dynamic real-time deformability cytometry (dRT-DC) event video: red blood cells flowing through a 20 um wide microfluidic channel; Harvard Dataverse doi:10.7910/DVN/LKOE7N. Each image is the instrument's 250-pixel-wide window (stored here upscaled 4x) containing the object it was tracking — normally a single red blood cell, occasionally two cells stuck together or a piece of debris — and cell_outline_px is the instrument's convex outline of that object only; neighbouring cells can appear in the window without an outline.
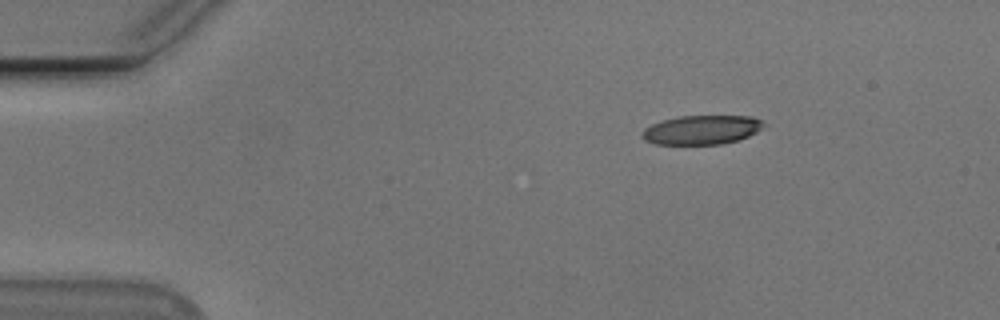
{"species": "Egyptian fruit bat (a non-hibernating species)", "species_latin": "Rousettus aegyptiacus", "temperature_condition": "cold", "stored_images_in_passage": 47, "camera_frame_rate_fps": 3000, "um_per_image_px": 0.085, "animal": {"sex": "male"}, "frame": {"image": 1, "passage_image": 1, "time_ms": 0.0, "image_size_px": [1000, 320], "cell_outline_px": [[764, 124], [756, 132], [748, 136], [736, 140], [720, 144], [656, 144], [644, 140], [640, 136], [644, 128], [652, 124], [664, 120], [680, 116], [752, 116], [760, 120]], "centroid_in_image_um": [59.6, 11.04], "position_along_channel_um": 25.4, "area_um2": 20.4}}
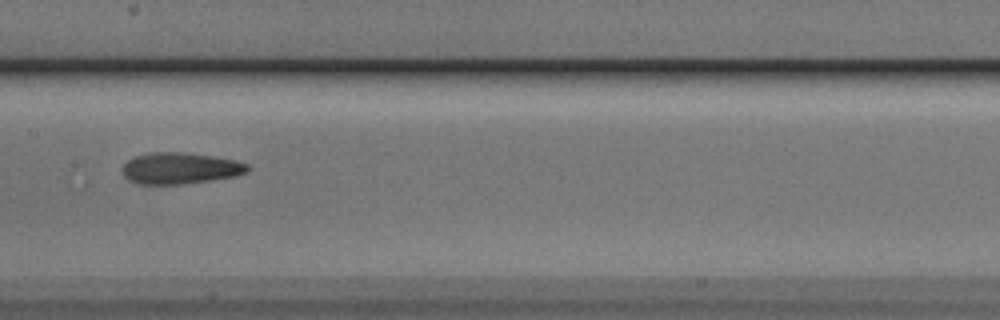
{"frame": {"image": 2, "passage_image": 20, "time_ms": 6.333, "image_size_px": [1000, 320], "cell_outline_px": [[248, 172], [236, 176], [180, 184], [136, 184], [128, 180], [124, 176], [124, 164], [128, 160], [136, 156], [152, 152], [180, 152], [212, 156], [236, 160], [248, 164]], "centroid_in_image_um": [15.31, 14.3], "position_along_channel_um": 192.1, "area_um2": 22.66}}
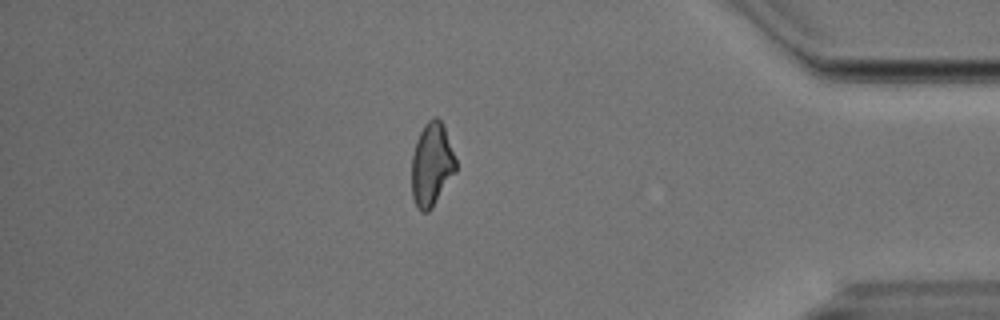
{"frame": {"image": 3, "passage_image": 39, "time_ms": 12.667, "image_size_px": [1000, 320], "cell_outline_px": [[456, 172], [432, 208], [428, 212], [420, 212], [416, 208], [412, 196], [412, 156], [416, 140], [424, 124], [432, 116], [436, 116], [440, 120], [444, 128], [456, 160]], "centroid_in_image_um": [36.68, 14.01], "position_along_channel_um": 398.5, "area_um2": 21.5}, "authors_computed_cell_mechanics": {"area_um2": 22.253, "velocity_mm_per_s": 3.7982, "shape_relaxation_time_tau1_ms": 5.1925, "shape_relaxation_time_tau2_ms": 4.7503, "deformation_change_tau1": 0.1666, "deformation_change_tau2": 0.1214}}